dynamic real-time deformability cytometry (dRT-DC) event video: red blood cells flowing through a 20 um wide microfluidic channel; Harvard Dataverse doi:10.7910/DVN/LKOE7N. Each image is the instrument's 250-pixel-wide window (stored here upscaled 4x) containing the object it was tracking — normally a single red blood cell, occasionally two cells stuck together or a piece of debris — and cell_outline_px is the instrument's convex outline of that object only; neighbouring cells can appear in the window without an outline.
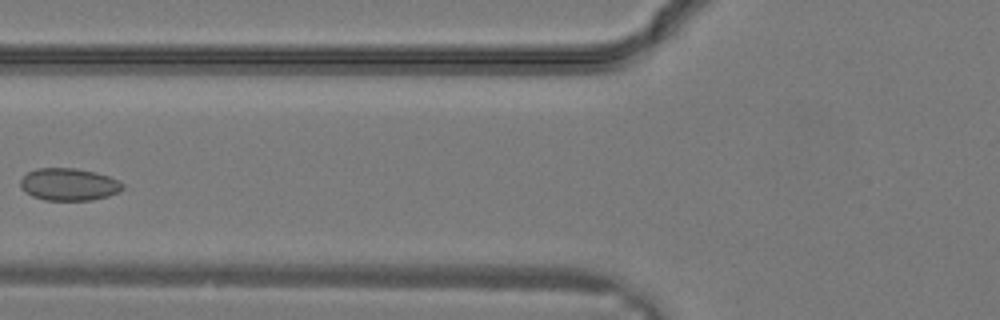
{"species": "common noctule bat (a hibernating species)", "species_latin": "Nyctalus noctula", "temperature_condition": "warm", "stored_images_in_passage": 28, "camera_frame_rate_fps": 3000, "um_per_image_px": 0.085, "animal": {"sex": "male", "body_mass_g": 19.2, "forearm_length_mm": 51.8}, "frame": {"image": 1, "passage_image": 10, "time_ms": 3.0, "image_size_px": [1000, 320], "cell_outline_px": [[124, 188], [120, 192], [108, 196], [92, 200], [44, 200], [32, 196], [24, 192], [20, 188], [20, 180], [28, 172], [36, 168], [76, 168], [96, 172], [108, 176], [124, 184]], "centroid_in_image_um": [5.84, 15.68], "position_along_channel_um": 120.0, "area_um2": 19.42}}
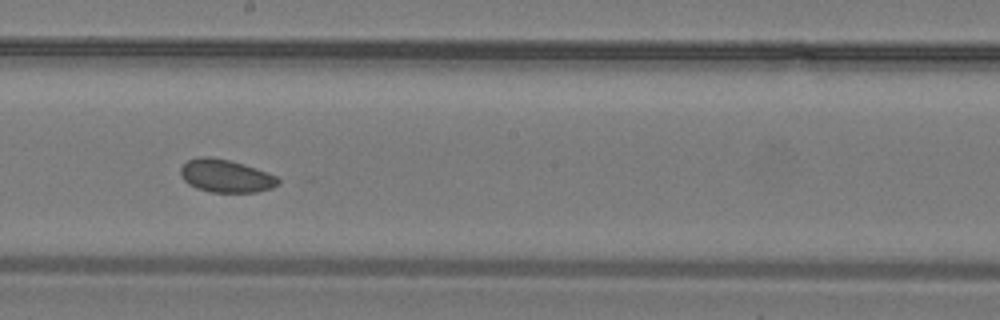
{"frame": {"image": 2, "passage_image": 15, "time_ms": 4.667, "image_size_px": [1000, 320], "cell_outline_px": [[280, 184], [272, 188], [256, 192], [212, 192], [196, 188], [188, 184], [180, 176], [180, 168], [188, 160], [200, 156], [208, 156], [228, 160], [244, 164], [256, 168], [276, 176], [280, 180]], "centroid_in_image_um": [19.19, 14.96], "position_along_channel_um": 229.0, "area_um2": 18.73}}
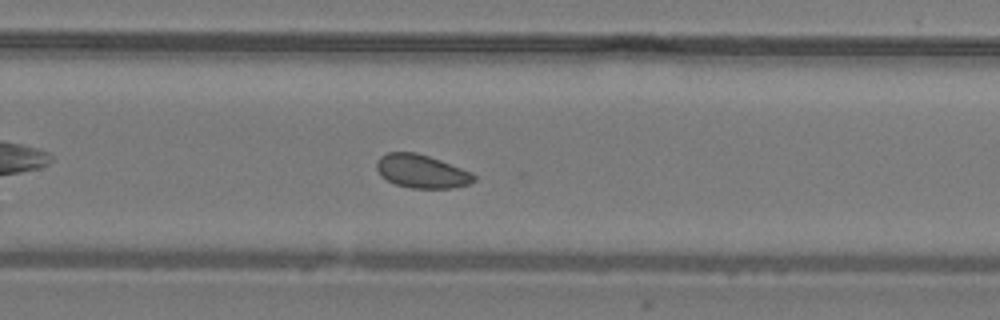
{"frame": {"image": 3, "passage_image": 18, "time_ms": 5.667, "image_size_px": [1000, 320], "cell_outline_px": [[476, 180], [468, 184], [452, 188], [412, 188], [396, 184], [380, 176], [376, 168], [376, 160], [380, 156], [388, 152], [416, 152], [440, 160], [472, 172], [476, 176]], "centroid_in_image_um": [35.82, 14.56], "position_along_channel_um": 294.0, "area_um2": 18.96}}